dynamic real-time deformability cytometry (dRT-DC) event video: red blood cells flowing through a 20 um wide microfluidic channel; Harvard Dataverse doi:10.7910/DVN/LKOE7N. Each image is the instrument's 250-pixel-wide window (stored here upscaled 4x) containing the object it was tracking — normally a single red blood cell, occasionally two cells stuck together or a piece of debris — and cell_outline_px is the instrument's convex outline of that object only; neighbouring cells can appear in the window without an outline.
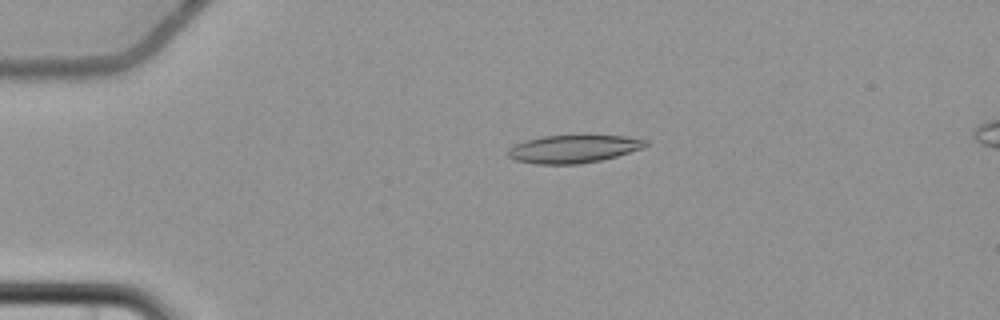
{"species": "common noctule bat (a hibernating species)", "species_latin": "Nyctalus noctula", "temperature_condition": "cold", "stored_images_in_passage": 9, "camera_frame_rate_fps": 3000, "um_per_image_px": 0.085, "animal": {"sex": "female", "body_mass_g": 22.7, "forearm_length_mm": 54.2}, "frame": {"image": 1, "passage_image": 3, "time_ms": 3.667, "image_size_px": [1000, 320], "cell_outline_px": [[648, 144], [644, 148], [616, 156], [600, 160], [576, 164], [536, 164], [516, 160], [508, 156], [508, 148], [516, 144], [528, 140], [544, 136], [624, 136], [648, 140]], "centroid_in_image_um": [48.76, 12.66], "position_along_channel_um": 36.2, "area_um2": 22.02}}
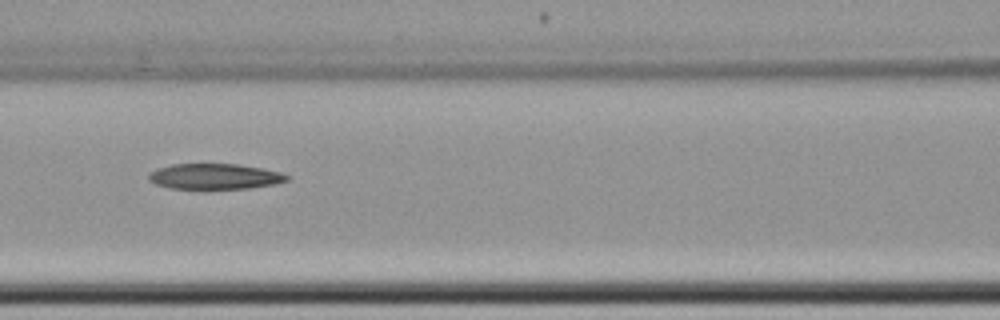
{"frame": {"image": 2, "passage_image": 6, "time_ms": 8.0, "image_size_px": [1000, 320], "cell_outline_px": [[288, 180], [276, 184], [248, 188], [168, 188], [156, 184], [148, 180], [148, 176], [156, 168], [172, 164], [236, 164], [264, 168], [280, 172], [288, 176]], "centroid_in_image_um": [18.25, 14.99], "position_along_channel_um": 148.4, "area_um2": 20.46}}
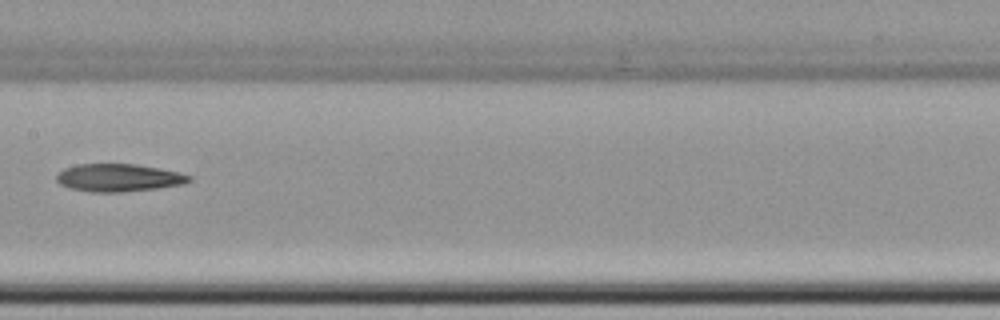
{"frame": {"image": 3, "passage_image": 7, "time_ms": 9.333, "image_size_px": [1000, 320], "cell_outline_px": [[192, 180], [184, 184], [156, 188], [120, 192], [88, 192], [68, 188], [60, 184], [56, 180], [56, 176], [64, 168], [76, 164], [136, 164], [160, 168], [180, 172], [192, 176]], "centroid_in_image_um": [10.08, 15.1], "position_along_channel_um": 197.3, "area_um2": 21.56}}